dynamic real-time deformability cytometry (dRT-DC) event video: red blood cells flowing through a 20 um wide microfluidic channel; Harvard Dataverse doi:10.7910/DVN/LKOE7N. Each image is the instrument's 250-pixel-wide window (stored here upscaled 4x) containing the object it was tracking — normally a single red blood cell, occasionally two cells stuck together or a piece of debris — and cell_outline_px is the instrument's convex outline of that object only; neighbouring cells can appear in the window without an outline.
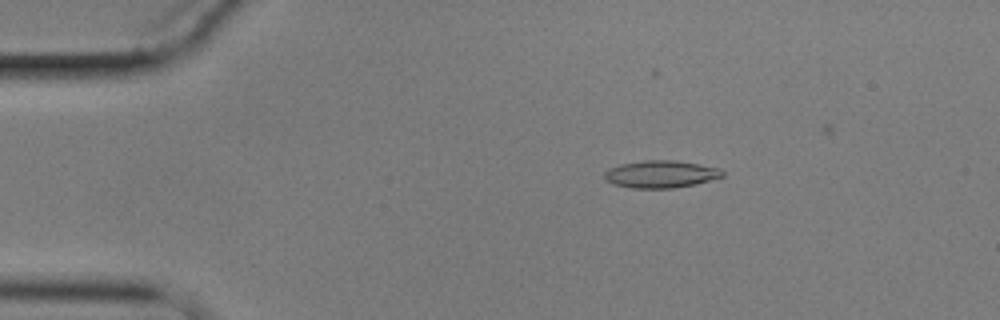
{"species": "common noctule bat (a hibernating species)", "species_latin": "Nyctalus noctula", "temperature_condition": "cold", "stored_images_in_passage": 4, "camera_frame_rate_fps": 3000, "um_per_image_px": 0.085, "animal": {"sex": "male", "body_mass_g": 17.9}, "frame": {"image": 1, "passage_image": 2, "time_ms": 1.333, "image_size_px": [1000, 320], "cell_outline_px": [[724, 176], [696, 184], [672, 188], [632, 188], [612, 184], [604, 180], [604, 172], [608, 168], [620, 164], [644, 160], [672, 160], [700, 164], [720, 168], [724, 172]], "centroid_in_image_um": [56.14, 14.8], "position_along_channel_um": 28.9, "area_um2": 18.96}}